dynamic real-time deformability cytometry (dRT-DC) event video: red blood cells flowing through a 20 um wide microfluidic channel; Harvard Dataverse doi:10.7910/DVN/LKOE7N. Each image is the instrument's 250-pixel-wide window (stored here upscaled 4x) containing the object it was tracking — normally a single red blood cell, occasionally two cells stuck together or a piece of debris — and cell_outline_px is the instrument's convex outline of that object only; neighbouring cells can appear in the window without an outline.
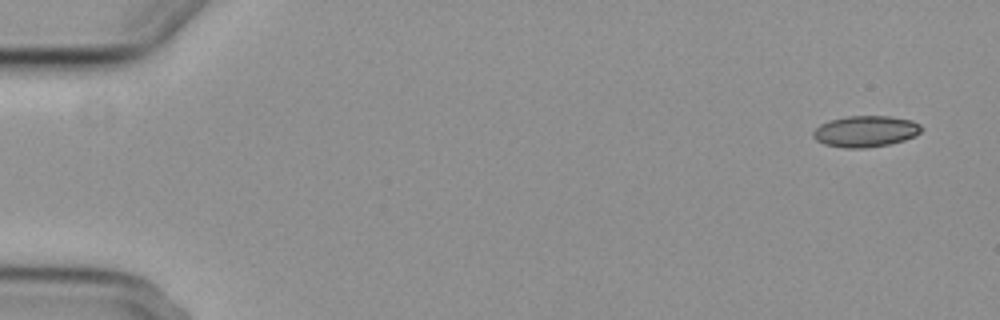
{"species": "common noctule bat (a hibernating species)", "species_latin": "Nyctalus noctula", "temperature_condition": "cold", "stored_images_in_passage": 5, "camera_frame_rate_fps": 3000, "um_per_image_px": 0.085, "animal": {"sex": "female", "body_mass_g": 29.2, "forearm_length_mm": 56.3}, "frame": {"image": 1, "passage_image": 1, "time_ms": 0.0, "image_size_px": [1000, 320], "cell_outline_px": [[920, 132], [916, 136], [904, 140], [888, 144], [864, 148], [844, 148], [824, 144], [816, 140], [812, 136], [812, 132], [820, 124], [828, 120], [848, 116], [888, 116], [912, 120], [920, 124]], "centroid_in_image_um": [73.54, 11.16], "position_along_channel_um": 11.5, "area_um2": 19.71}}
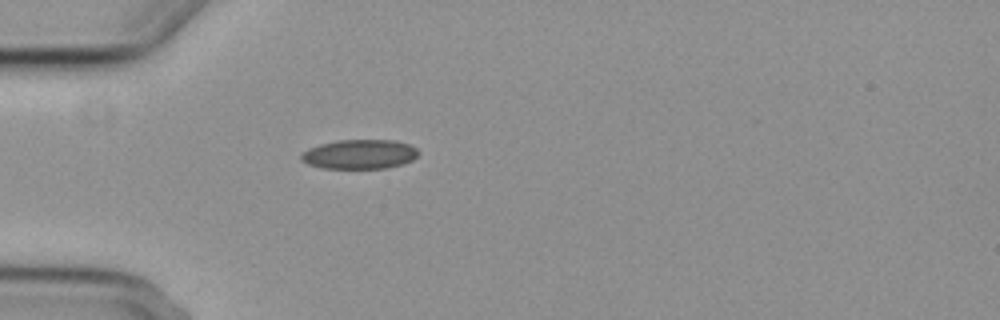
{"frame": {"image": 2, "passage_image": 5, "time_ms": 4.667, "image_size_px": [1000, 320], "cell_outline_px": [[420, 152], [412, 160], [404, 164], [384, 168], [320, 168], [308, 164], [300, 160], [300, 152], [308, 148], [320, 144], [336, 140], [396, 140], [408, 144], [416, 148]], "centroid_in_image_um": [30.53, 13.1], "position_along_channel_um": 54.5, "area_um2": 20.29}}